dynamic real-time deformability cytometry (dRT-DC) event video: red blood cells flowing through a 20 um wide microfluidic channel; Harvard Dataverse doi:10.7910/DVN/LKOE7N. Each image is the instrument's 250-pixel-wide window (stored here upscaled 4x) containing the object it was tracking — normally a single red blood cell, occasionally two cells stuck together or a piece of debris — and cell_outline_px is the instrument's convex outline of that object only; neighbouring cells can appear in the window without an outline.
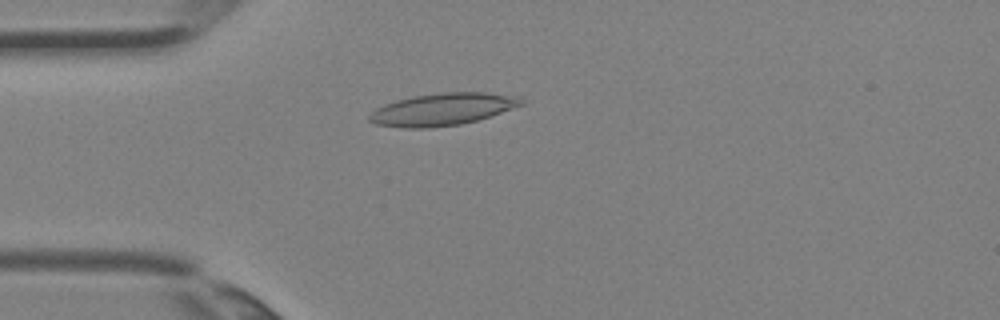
{"species": "Egyptian fruit bat (a non-hibernating species)", "species_latin": "Rousettus aegyptiacus", "temperature_condition": "room temperature", "stored_images_in_passage": 3, "camera_frame_rate_fps": 3000, "um_per_image_px": 0.085, "animal": {"sex": "female"}, "frame": {"image": 1, "passage_image": 3, "time_ms": 0.667, "image_size_px": [1000, 320], "cell_outline_px": [[524, 104], [476, 120], [460, 124], [428, 128], [404, 128], [376, 124], [368, 120], [368, 116], [376, 108], [384, 104], [396, 100], [412, 96], [444, 92], [484, 92], [520, 96], [524, 100]], "centroid_in_image_um": [37.59, 9.28], "position_along_channel_um": 47.4, "area_um2": 28.44}}